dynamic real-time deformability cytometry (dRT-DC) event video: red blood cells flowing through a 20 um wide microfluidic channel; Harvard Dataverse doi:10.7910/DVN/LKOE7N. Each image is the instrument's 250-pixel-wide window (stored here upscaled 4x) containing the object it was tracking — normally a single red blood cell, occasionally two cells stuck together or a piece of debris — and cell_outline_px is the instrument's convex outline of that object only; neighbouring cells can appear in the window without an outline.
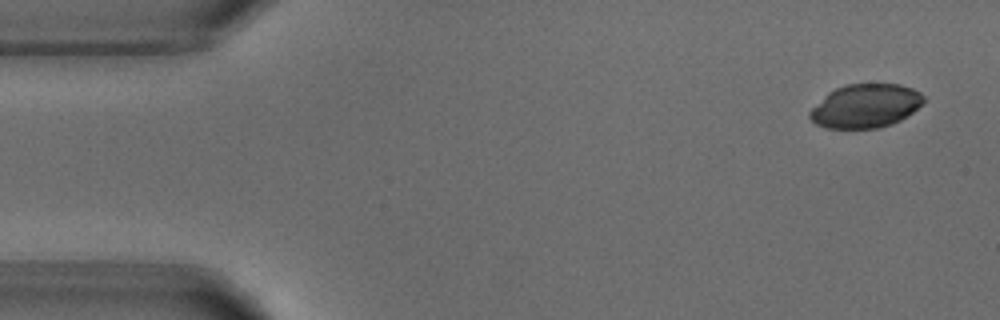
{"species": "common noctule bat (a hibernating species)", "species_latin": "Nyctalus noctula", "temperature_condition": "warm", "stored_images_in_passage": 3, "camera_frame_rate_fps": 3000, "um_per_image_px": 0.085, "animal": {"sex": "male", "body_mass_g": 18.8}, "frame": {"image": 1, "passage_image": 1, "time_ms": 0.0, "image_size_px": [1000, 320], "cell_outline_px": [[924, 100], [912, 112], [900, 120], [892, 124], [876, 128], [828, 128], [816, 124], [808, 116], [808, 112], [828, 92], [836, 88], [848, 84], [900, 84], [912, 88], [920, 92], [924, 96]], "centroid_in_image_um": [73.55, 9.0], "position_along_channel_um": 11.4, "area_um2": 28.78}}